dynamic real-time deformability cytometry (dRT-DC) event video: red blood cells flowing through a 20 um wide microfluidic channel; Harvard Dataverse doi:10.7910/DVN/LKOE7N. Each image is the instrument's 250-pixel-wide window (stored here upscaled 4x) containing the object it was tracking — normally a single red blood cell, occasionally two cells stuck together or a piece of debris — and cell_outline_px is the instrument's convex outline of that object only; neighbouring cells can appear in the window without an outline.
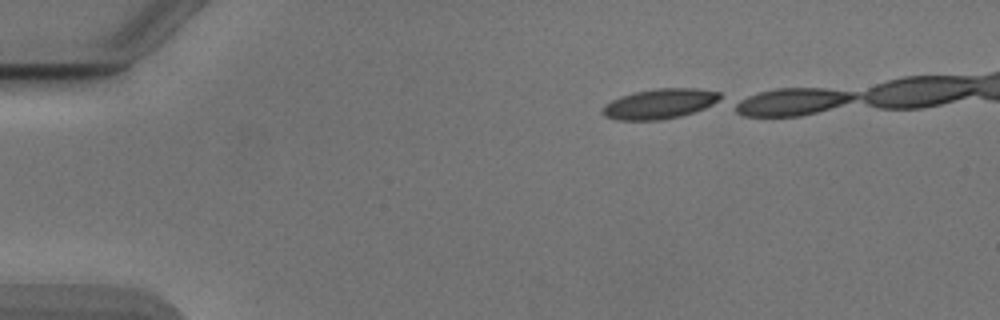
{"species": "Egyptian fruit bat (a non-hibernating species)", "species_latin": "Rousettus aegyptiacus", "temperature_condition": "cold", "stored_images_in_passage": 19, "camera_frame_rate_fps": 3000, "um_per_image_px": 0.085, "animal": {"sex": "male"}, "frame": {"image": 1, "passage_image": 1, "time_ms": 0.0, "image_size_px": [1000, 320], "cell_outline_px": [[720, 100], [704, 108], [680, 116], [660, 120], [616, 120], [604, 116], [600, 112], [600, 108], [604, 104], [620, 96], [636, 92], [656, 88], [696, 88], [720, 92]], "centroid_in_image_um": [56.01, 8.82], "position_along_channel_um": 29.0, "area_um2": 20.63}}
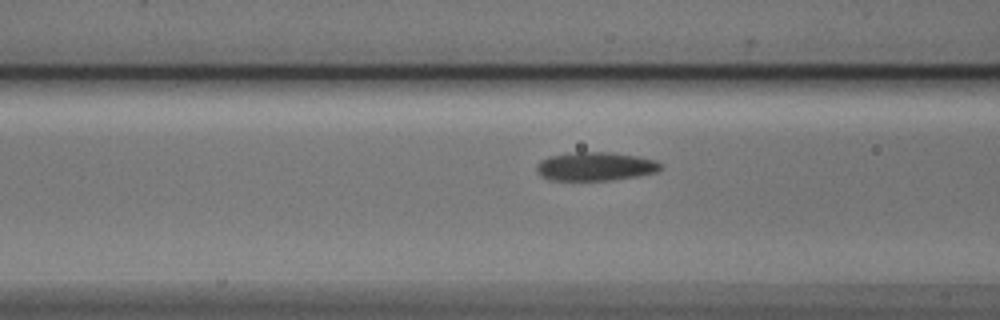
{"frame": {"image": 2, "passage_image": 13, "time_ms": 4.0, "image_size_px": [1000, 320], "cell_outline_px": [[660, 168], [656, 172], [640, 176], [612, 180], [548, 180], [540, 176], [536, 172], [536, 164], [540, 160], [548, 156], [576, 152], [612, 152], [636, 156], [656, 160], [660, 164]], "centroid_in_image_um": [50.56, 14.15], "position_along_channel_um": 116.0, "area_um2": 20.87}}
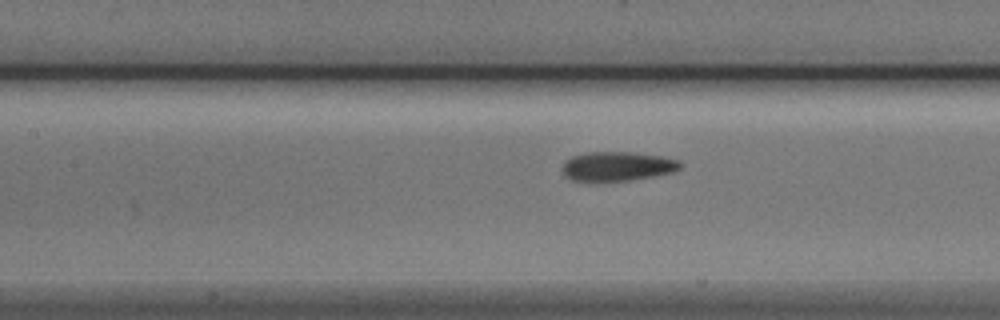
{"frame": {"image": 3, "passage_image": 16, "time_ms": 5.0, "image_size_px": [1000, 320], "cell_outline_px": [[684, 164], [676, 172], [656, 176], [632, 180], [572, 180], [564, 172], [564, 160], [572, 156], [588, 152], [632, 152], [660, 156], [680, 160]], "centroid_in_image_um": [52.57, 14.12], "position_along_channel_um": 154.8, "area_um2": 20.0}}